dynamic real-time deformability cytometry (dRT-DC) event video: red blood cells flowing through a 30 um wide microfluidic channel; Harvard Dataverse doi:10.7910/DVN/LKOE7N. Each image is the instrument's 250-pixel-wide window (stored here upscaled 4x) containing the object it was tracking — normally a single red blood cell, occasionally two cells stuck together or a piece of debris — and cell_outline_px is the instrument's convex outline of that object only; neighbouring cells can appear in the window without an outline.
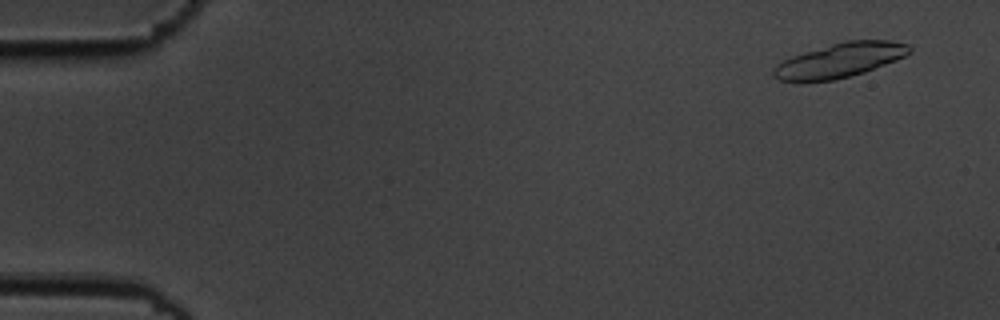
{"species": "common noctule bat (a hibernating species)", "species_latin": "Nyctalus noctula", "temperature_condition": "cold", "stored_images_in_passage": 5, "camera_frame_rate_fps": 3000, "um_per_image_px": 0.085, "animal": {"sex": "male", "body_mass_g": 19.5, "forearm_length_mm": 54.6}, "frame": {"image": 1, "passage_image": 1, "time_ms": 0.0, "image_size_px": [1000, 320], "cell_outline_px": [[912, 52], [896, 60], [864, 72], [832, 80], [780, 80], [772, 76], [772, 68], [776, 64], [792, 56], [844, 40], [888, 40], [908, 44], [912, 48]], "centroid_in_image_um": [71.41, 5.1], "position_along_channel_um": 13.6, "area_um2": 26.88}}